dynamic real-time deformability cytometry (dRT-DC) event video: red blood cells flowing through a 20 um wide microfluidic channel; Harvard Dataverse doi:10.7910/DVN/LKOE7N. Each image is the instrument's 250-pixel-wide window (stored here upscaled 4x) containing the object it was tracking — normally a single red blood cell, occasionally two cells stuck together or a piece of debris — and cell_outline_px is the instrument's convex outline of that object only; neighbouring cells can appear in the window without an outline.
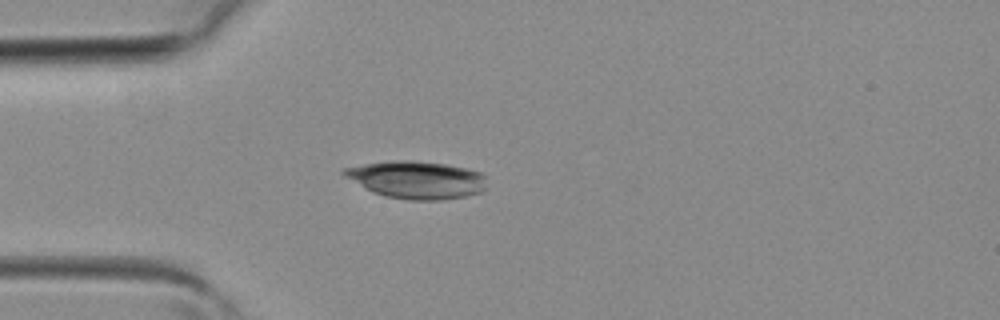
{"species": "common noctule bat (a hibernating species)", "species_latin": "Nyctalus noctula", "temperature_condition": "room temperature", "stored_images_in_passage": 2, "camera_frame_rate_fps": 3000, "um_per_image_px": 0.085, "animal": {"sex": "female", "body_mass_g": 19.3, "forearm_length_mm": 54.1}, "frame": {"image": 1, "passage_image": 2, "time_ms": 0.333, "image_size_px": [1000, 320], "cell_outline_px": [[484, 188], [480, 192], [464, 196], [440, 200], [408, 200], [384, 196], [372, 192], [344, 176], [340, 172], [344, 168], [364, 164], [392, 160], [404, 160], [444, 164], [464, 168], [480, 172], [484, 176]], "centroid_in_image_um": [35.36, 15.29], "position_along_channel_um": 49.6, "area_um2": 30.87}}